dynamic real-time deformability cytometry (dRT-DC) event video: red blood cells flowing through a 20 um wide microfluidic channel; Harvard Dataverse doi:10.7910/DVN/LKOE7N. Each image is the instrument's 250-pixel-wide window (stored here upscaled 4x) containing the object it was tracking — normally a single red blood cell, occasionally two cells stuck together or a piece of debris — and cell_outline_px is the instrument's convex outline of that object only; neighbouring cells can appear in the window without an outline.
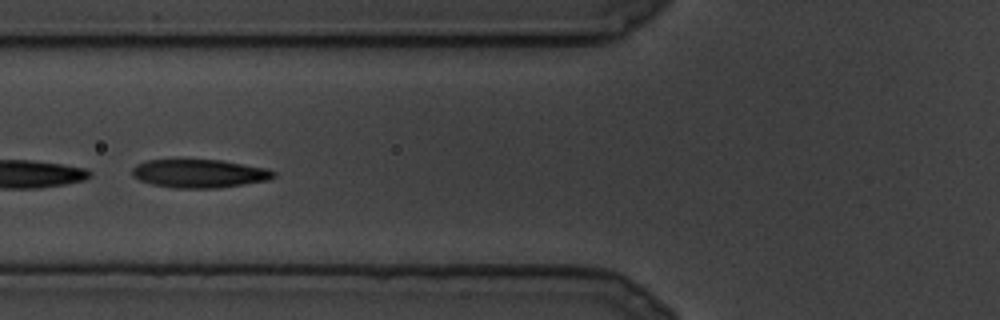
{"species": "common noctule bat (a hibernating species)", "species_latin": "Nyctalus noctula", "temperature_condition": "cold", "stored_images_in_passage": 16, "camera_frame_rate_fps": 3000, "um_per_image_px": 0.085, "animal": {"sex": "male", "body_mass_g": 19.5, "forearm_length_mm": 54.6}, "frame": {"image": 1, "passage_image": 10, "time_ms": 3.0, "image_size_px": [1000, 320], "cell_outline_px": [[276, 176], [268, 180], [244, 184], [216, 188], [172, 188], [152, 184], [140, 180], [132, 176], [132, 168], [136, 164], [148, 160], [220, 160], [268, 168], [276, 172]], "centroid_in_image_um": [16.95, 14.75], "position_along_channel_um": 108.8, "area_um2": 23.41}}